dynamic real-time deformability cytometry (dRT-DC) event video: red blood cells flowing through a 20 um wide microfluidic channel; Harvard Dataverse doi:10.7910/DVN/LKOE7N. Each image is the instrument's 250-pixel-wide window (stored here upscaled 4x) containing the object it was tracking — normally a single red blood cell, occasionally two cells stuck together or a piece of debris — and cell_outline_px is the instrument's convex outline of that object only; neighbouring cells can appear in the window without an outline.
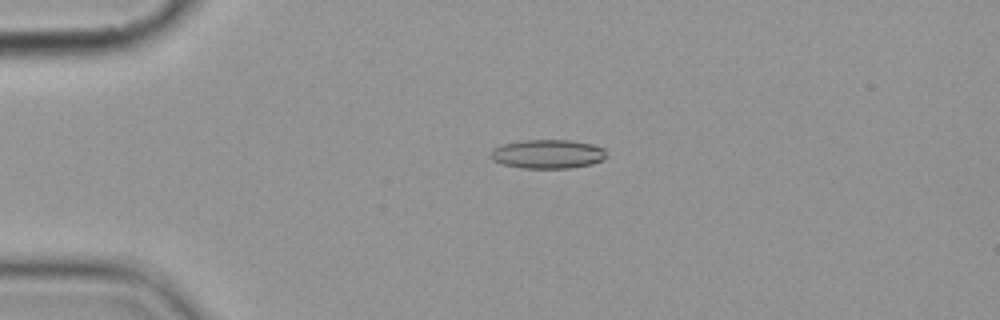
{"species": "common noctule bat (a hibernating species)", "species_latin": "Nyctalus noctula", "temperature_condition": "cold", "stored_images_in_passage": 3, "camera_frame_rate_fps": 3000, "um_per_image_px": 0.085, "animal": {"sex": "female", "body_mass_g": 19.9}, "frame": {"image": 1, "passage_image": 2, "time_ms": 1.333, "image_size_px": [1000, 320], "cell_outline_px": [[608, 156], [604, 160], [592, 164], [568, 168], [520, 168], [500, 164], [492, 160], [488, 156], [492, 148], [504, 144], [524, 140], [572, 140], [592, 144], [604, 148]], "centroid_in_image_um": [46.54, 13.1], "position_along_channel_um": 38.5, "area_um2": 19.88}}